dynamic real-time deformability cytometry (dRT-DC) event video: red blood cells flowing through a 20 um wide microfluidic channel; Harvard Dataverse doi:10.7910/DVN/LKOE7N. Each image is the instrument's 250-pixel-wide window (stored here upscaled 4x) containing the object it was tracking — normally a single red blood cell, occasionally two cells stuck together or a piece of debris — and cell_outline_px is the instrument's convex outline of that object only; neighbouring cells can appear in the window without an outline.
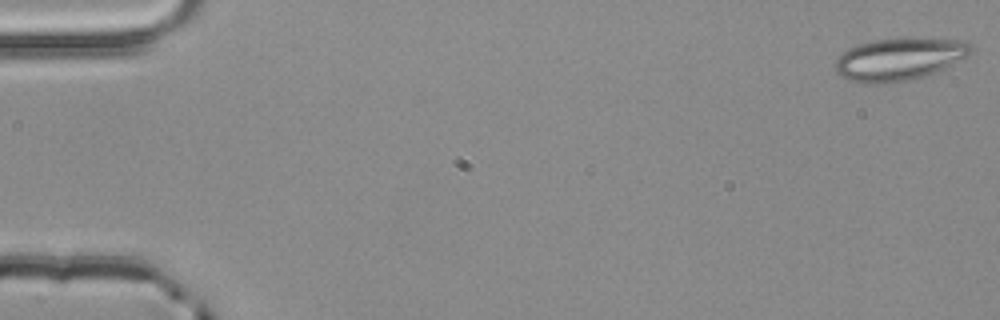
{"species": "common noctule bat (a hibernating species)", "species_latin": "Nyctalus noctula", "temperature_condition": "room temperature", "stored_images_in_passage": 5, "camera_frame_rate_fps": 3000, "um_per_image_px": 0.085, "animal": {"sex": "male", "body_mass_g": 20.4}, "frame": {"image": 1, "passage_image": 1, "time_ms": 0.0, "image_size_px": [1000, 320], "cell_outline_px": [[972, 52], [968, 56], [936, 72], [924, 76], [908, 80], [848, 80], [840, 76], [836, 72], [836, 60], [848, 48], [856, 44], [876, 40], [968, 40], [972, 48]], "centroid_in_image_um": [76.47, 5.0], "position_along_channel_um": 8.5, "area_um2": 31.85}}